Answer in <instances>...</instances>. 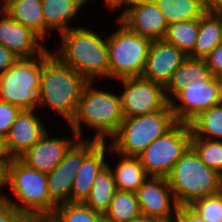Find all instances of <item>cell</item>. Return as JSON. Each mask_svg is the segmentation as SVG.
<instances>
[{
    "mask_svg": "<svg viewBox=\"0 0 222 222\" xmlns=\"http://www.w3.org/2000/svg\"><path fill=\"white\" fill-rule=\"evenodd\" d=\"M9 157H0V190L8 184V166L10 163ZM6 196L0 193V200H4Z\"/></svg>",
    "mask_w": 222,
    "mask_h": 222,
    "instance_id": "cell-38",
    "label": "cell"
},
{
    "mask_svg": "<svg viewBox=\"0 0 222 222\" xmlns=\"http://www.w3.org/2000/svg\"><path fill=\"white\" fill-rule=\"evenodd\" d=\"M180 104L169 102L177 122L190 123L200 113L222 103V78H203L184 85L174 97Z\"/></svg>",
    "mask_w": 222,
    "mask_h": 222,
    "instance_id": "cell-10",
    "label": "cell"
},
{
    "mask_svg": "<svg viewBox=\"0 0 222 222\" xmlns=\"http://www.w3.org/2000/svg\"><path fill=\"white\" fill-rule=\"evenodd\" d=\"M141 216L136 193L116 190L104 219L106 222H131Z\"/></svg>",
    "mask_w": 222,
    "mask_h": 222,
    "instance_id": "cell-27",
    "label": "cell"
},
{
    "mask_svg": "<svg viewBox=\"0 0 222 222\" xmlns=\"http://www.w3.org/2000/svg\"><path fill=\"white\" fill-rule=\"evenodd\" d=\"M34 109H22L4 138L10 159H19L47 132Z\"/></svg>",
    "mask_w": 222,
    "mask_h": 222,
    "instance_id": "cell-16",
    "label": "cell"
},
{
    "mask_svg": "<svg viewBox=\"0 0 222 222\" xmlns=\"http://www.w3.org/2000/svg\"><path fill=\"white\" fill-rule=\"evenodd\" d=\"M22 109L0 100V136L4 139Z\"/></svg>",
    "mask_w": 222,
    "mask_h": 222,
    "instance_id": "cell-33",
    "label": "cell"
},
{
    "mask_svg": "<svg viewBox=\"0 0 222 222\" xmlns=\"http://www.w3.org/2000/svg\"><path fill=\"white\" fill-rule=\"evenodd\" d=\"M221 1L222 0H206L209 7H213L214 5H216L217 3L221 2Z\"/></svg>",
    "mask_w": 222,
    "mask_h": 222,
    "instance_id": "cell-44",
    "label": "cell"
},
{
    "mask_svg": "<svg viewBox=\"0 0 222 222\" xmlns=\"http://www.w3.org/2000/svg\"><path fill=\"white\" fill-rule=\"evenodd\" d=\"M213 8L217 11V13L222 18V1L213 6Z\"/></svg>",
    "mask_w": 222,
    "mask_h": 222,
    "instance_id": "cell-43",
    "label": "cell"
},
{
    "mask_svg": "<svg viewBox=\"0 0 222 222\" xmlns=\"http://www.w3.org/2000/svg\"><path fill=\"white\" fill-rule=\"evenodd\" d=\"M0 157H8L4 145V139L1 136H0Z\"/></svg>",
    "mask_w": 222,
    "mask_h": 222,
    "instance_id": "cell-41",
    "label": "cell"
},
{
    "mask_svg": "<svg viewBox=\"0 0 222 222\" xmlns=\"http://www.w3.org/2000/svg\"><path fill=\"white\" fill-rule=\"evenodd\" d=\"M149 178L135 192L142 216L162 222L173 221L172 213H176L178 204L174 198L168 179L166 177L153 176ZM171 203L173 204V208Z\"/></svg>",
    "mask_w": 222,
    "mask_h": 222,
    "instance_id": "cell-13",
    "label": "cell"
},
{
    "mask_svg": "<svg viewBox=\"0 0 222 222\" xmlns=\"http://www.w3.org/2000/svg\"><path fill=\"white\" fill-rule=\"evenodd\" d=\"M92 85L93 82L85 84L76 114L69 125L74 138H82L81 122H84L97 131L93 139L105 142V136L113 137L124 119L121 98Z\"/></svg>",
    "mask_w": 222,
    "mask_h": 222,
    "instance_id": "cell-3",
    "label": "cell"
},
{
    "mask_svg": "<svg viewBox=\"0 0 222 222\" xmlns=\"http://www.w3.org/2000/svg\"><path fill=\"white\" fill-rule=\"evenodd\" d=\"M27 216L6 200H0V222H26Z\"/></svg>",
    "mask_w": 222,
    "mask_h": 222,
    "instance_id": "cell-34",
    "label": "cell"
},
{
    "mask_svg": "<svg viewBox=\"0 0 222 222\" xmlns=\"http://www.w3.org/2000/svg\"><path fill=\"white\" fill-rule=\"evenodd\" d=\"M77 139L72 141L66 138H50L46 132L19 159L30 168L50 173L63 160L67 150Z\"/></svg>",
    "mask_w": 222,
    "mask_h": 222,
    "instance_id": "cell-18",
    "label": "cell"
},
{
    "mask_svg": "<svg viewBox=\"0 0 222 222\" xmlns=\"http://www.w3.org/2000/svg\"><path fill=\"white\" fill-rule=\"evenodd\" d=\"M116 190L113 173L107 164L95 177L91 192L83 203L92 210L105 214L111 205Z\"/></svg>",
    "mask_w": 222,
    "mask_h": 222,
    "instance_id": "cell-26",
    "label": "cell"
},
{
    "mask_svg": "<svg viewBox=\"0 0 222 222\" xmlns=\"http://www.w3.org/2000/svg\"><path fill=\"white\" fill-rule=\"evenodd\" d=\"M26 222H55L51 216L27 217Z\"/></svg>",
    "mask_w": 222,
    "mask_h": 222,
    "instance_id": "cell-40",
    "label": "cell"
},
{
    "mask_svg": "<svg viewBox=\"0 0 222 222\" xmlns=\"http://www.w3.org/2000/svg\"><path fill=\"white\" fill-rule=\"evenodd\" d=\"M131 222H162V221L152 219V218H148V217H145V216H141L140 218L135 219Z\"/></svg>",
    "mask_w": 222,
    "mask_h": 222,
    "instance_id": "cell-42",
    "label": "cell"
},
{
    "mask_svg": "<svg viewBox=\"0 0 222 222\" xmlns=\"http://www.w3.org/2000/svg\"><path fill=\"white\" fill-rule=\"evenodd\" d=\"M19 59L17 55L0 44V75L11 68Z\"/></svg>",
    "mask_w": 222,
    "mask_h": 222,
    "instance_id": "cell-37",
    "label": "cell"
},
{
    "mask_svg": "<svg viewBox=\"0 0 222 222\" xmlns=\"http://www.w3.org/2000/svg\"><path fill=\"white\" fill-rule=\"evenodd\" d=\"M191 147L206 166L222 175V140L191 137Z\"/></svg>",
    "mask_w": 222,
    "mask_h": 222,
    "instance_id": "cell-31",
    "label": "cell"
},
{
    "mask_svg": "<svg viewBox=\"0 0 222 222\" xmlns=\"http://www.w3.org/2000/svg\"><path fill=\"white\" fill-rule=\"evenodd\" d=\"M214 77L205 59L187 57L173 73L170 82L165 87L167 100L170 102L173 99L171 97L183 90L184 85H187L188 82H193L195 79L202 80L203 78Z\"/></svg>",
    "mask_w": 222,
    "mask_h": 222,
    "instance_id": "cell-23",
    "label": "cell"
},
{
    "mask_svg": "<svg viewBox=\"0 0 222 222\" xmlns=\"http://www.w3.org/2000/svg\"><path fill=\"white\" fill-rule=\"evenodd\" d=\"M173 215L175 222H207L190 206H178Z\"/></svg>",
    "mask_w": 222,
    "mask_h": 222,
    "instance_id": "cell-36",
    "label": "cell"
},
{
    "mask_svg": "<svg viewBox=\"0 0 222 222\" xmlns=\"http://www.w3.org/2000/svg\"><path fill=\"white\" fill-rule=\"evenodd\" d=\"M188 56L164 39L151 43L142 77L166 87L173 73Z\"/></svg>",
    "mask_w": 222,
    "mask_h": 222,
    "instance_id": "cell-15",
    "label": "cell"
},
{
    "mask_svg": "<svg viewBox=\"0 0 222 222\" xmlns=\"http://www.w3.org/2000/svg\"><path fill=\"white\" fill-rule=\"evenodd\" d=\"M19 58L0 75V100L21 109H34L38 105L41 81V55Z\"/></svg>",
    "mask_w": 222,
    "mask_h": 222,
    "instance_id": "cell-9",
    "label": "cell"
},
{
    "mask_svg": "<svg viewBox=\"0 0 222 222\" xmlns=\"http://www.w3.org/2000/svg\"><path fill=\"white\" fill-rule=\"evenodd\" d=\"M8 185L20 204L5 197L18 211L27 217L51 216L56 204L49 198L47 173L28 167L20 159H11L8 166Z\"/></svg>",
    "mask_w": 222,
    "mask_h": 222,
    "instance_id": "cell-5",
    "label": "cell"
},
{
    "mask_svg": "<svg viewBox=\"0 0 222 222\" xmlns=\"http://www.w3.org/2000/svg\"><path fill=\"white\" fill-rule=\"evenodd\" d=\"M51 217L55 222H106L104 214L92 210L83 202L60 204Z\"/></svg>",
    "mask_w": 222,
    "mask_h": 222,
    "instance_id": "cell-30",
    "label": "cell"
},
{
    "mask_svg": "<svg viewBox=\"0 0 222 222\" xmlns=\"http://www.w3.org/2000/svg\"><path fill=\"white\" fill-rule=\"evenodd\" d=\"M124 85L120 94L124 118L163 110L169 101L165 87L142 76L118 79Z\"/></svg>",
    "mask_w": 222,
    "mask_h": 222,
    "instance_id": "cell-12",
    "label": "cell"
},
{
    "mask_svg": "<svg viewBox=\"0 0 222 222\" xmlns=\"http://www.w3.org/2000/svg\"><path fill=\"white\" fill-rule=\"evenodd\" d=\"M121 157L123 159L116 165L115 170L111 169L116 189L135 193L149 179V175L138 157L125 155Z\"/></svg>",
    "mask_w": 222,
    "mask_h": 222,
    "instance_id": "cell-25",
    "label": "cell"
},
{
    "mask_svg": "<svg viewBox=\"0 0 222 222\" xmlns=\"http://www.w3.org/2000/svg\"><path fill=\"white\" fill-rule=\"evenodd\" d=\"M166 23L200 19L210 8L206 0H153Z\"/></svg>",
    "mask_w": 222,
    "mask_h": 222,
    "instance_id": "cell-24",
    "label": "cell"
},
{
    "mask_svg": "<svg viewBox=\"0 0 222 222\" xmlns=\"http://www.w3.org/2000/svg\"><path fill=\"white\" fill-rule=\"evenodd\" d=\"M167 179L178 206H190L196 200L222 192V175L206 166L191 146Z\"/></svg>",
    "mask_w": 222,
    "mask_h": 222,
    "instance_id": "cell-4",
    "label": "cell"
},
{
    "mask_svg": "<svg viewBox=\"0 0 222 222\" xmlns=\"http://www.w3.org/2000/svg\"><path fill=\"white\" fill-rule=\"evenodd\" d=\"M220 44H222V18L213 7H210L199 19L194 58L204 59Z\"/></svg>",
    "mask_w": 222,
    "mask_h": 222,
    "instance_id": "cell-22",
    "label": "cell"
},
{
    "mask_svg": "<svg viewBox=\"0 0 222 222\" xmlns=\"http://www.w3.org/2000/svg\"><path fill=\"white\" fill-rule=\"evenodd\" d=\"M87 81L63 64L52 51L41 55V81L38 104L46 103L68 123L74 118L81 93Z\"/></svg>",
    "mask_w": 222,
    "mask_h": 222,
    "instance_id": "cell-1",
    "label": "cell"
},
{
    "mask_svg": "<svg viewBox=\"0 0 222 222\" xmlns=\"http://www.w3.org/2000/svg\"><path fill=\"white\" fill-rule=\"evenodd\" d=\"M199 33V19L169 24L164 40L194 58V47Z\"/></svg>",
    "mask_w": 222,
    "mask_h": 222,
    "instance_id": "cell-28",
    "label": "cell"
},
{
    "mask_svg": "<svg viewBox=\"0 0 222 222\" xmlns=\"http://www.w3.org/2000/svg\"><path fill=\"white\" fill-rule=\"evenodd\" d=\"M133 0H105V4L109 6L108 8L110 9H117L118 7H121L123 5H128L130 2Z\"/></svg>",
    "mask_w": 222,
    "mask_h": 222,
    "instance_id": "cell-39",
    "label": "cell"
},
{
    "mask_svg": "<svg viewBox=\"0 0 222 222\" xmlns=\"http://www.w3.org/2000/svg\"><path fill=\"white\" fill-rule=\"evenodd\" d=\"M189 124L192 137L211 138V140L214 137L219 141L222 139V103L203 111Z\"/></svg>",
    "mask_w": 222,
    "mask_h": 222,
    "instance_id": "cell-29",
    "label": "cell"
},
{
    "mask_svg": "<svg viewBox=\"0 0 222 222\" xmlns=\"http://www.w3.org/2000/svg\"><path fill=\"white\" fill-rule=\"evenodd\" d=\"M211 73L218 78H222V44L217 45L204 58Z\"/></svg>",
    "mask_w": 222,
    "mask_h": 222,
    "instance_id": "cell-35",
    "label": "cell"
},
{
    "mask_svg": "<svg viewBox=\"0 0 222 222\" xmlns=\"http://www.w3.org/2000/svg\"><path fill=\"white\" fill-rule=\"evenodd\" d=\"M127 6L118 19L131 31L152 41L164 38L168 24L153 0H133Z\"/></svg>",
    "mask_w": 222,
    "mask_h": 222,
    "instance_id": "cell-14",
    "label": "cell"
},
{
    "mask_svg": "<svg viewBox=\"0 0 222 222\" xmlns=\"http://www.w3.org/2000/svg\"><path fill=\"white\" fill-rule=\"evenodd\" d=\"M2 11L13 20L21 23L37 34L42 41L45 39V21L41 0H1Z\"/></svg>",
    "mask_w": 222,
    "mask_h": 222,
    "instance_id": "cell-20",
    "label": "cell"
},
{
    "mask_svg": "<svg viewBox=\"0 0 222 222\" xmlns=\"http://www.w3.org/2000/svg\"><path fill=\"white\" fill-rule=\"evenodd\" d=\"M61 48L54 54L63 64L71 67L87 82L109 77L107 37L91 29L71 28L61 33Z\"/></svg>",
    "mask_w": 222,
    "mask_h": 222,
    "instance_id": "cell-2",
    "label": "cell"
},
{
    "mask_svg": "<svg viewBox=\"0 0 222 222\" xmlns=\"http://www.w3.org/2000/svg\"><path fill=\"white\" fill-rule=\"evenodd\" d=\"M78 138L67 150L63 160L47 173L49 198L58 206L71 202L74 179L84 157L100 142L99 140Z\"/></svg>",
    "mask_w": 222,
    "mask_h": 222,
    "instance_id": "cell-11",
    "label": "cell"
},
{
    "mask_svg": "<svg viewBox=\"0 0 222 222\" xmlns=\"http://www.w3.org/2000/svg\"><path fill=\"white\" fill-rule=\"evenodd\" d=\"M177 121L168 104L163 110L124 118L112 137L111 151L137 157L151 142L169 131Z\"/></svg>",
    "mask_w": 222,
    "mask_h": 222,
    "instance_id": "cell-6",
    "label": "cell"
},
{
    "mask_svg": "<svg viewBox=\"0 0 222 222\" xmlns=\"http://www.w3.org/2000/svg\"><path fill=\"white\" fill-rule=\"evenodd\" d=\"M190 207L207 222H222V192L196 200Z\"/></svg>",
    "mask_w": 222,
    "mask_h": 222,
    "instance_id": "cell-32",
    "label": "cell"
},
{
    "mask_svg": "<svg viewBox=\"0 0 222 222\" xmlns=\"http://www.w3.org/2000/svg\"><path fill=\"white\" fill-rule=\"evenodd\" d=\"M106 143L99 142L83 159L74 179L71 202H84L89 196L92 184L99 171L107 165Z\"/></svg>",
    "mask_w": 222,
    "mask_h": 222,
    "instance_id": "cell-19",
    "label": "cell"
},
{
    "mask_svg": "<svg viewBox=\"0 0 222 222\" xmlns=\"http://www.w3.org/2000/svg\"><path fill=\"white\" fill-rule=\"evenodd\" d=\"M45 21V36L49 31L56 30L60 34L71 29L68 26L83 4L82 0H41Z\"/></svg>",
    "mask_w": 222,
    "mask_h": 222,
    "instance_id": "cell-21",
    "label": "cell"
},
{
    "mask_svg": "<svg viewBox=\"0 0 222 222\" xmlns=\"http://www.w3.org/2000/svg\"><path fill=\"white\" fill-rule=\"evenodd\" d=\"M120 28L107 37L109 78L141 76L152 40L131 31L119 19Z\"/></svg>",
    "mask_w": 222,
    "mask_h": 222,
    "instance_id": "cell-7",
    "label": "cell"
},
{
    "mask_svg": "<svg viewBox=\"0 0 222 222\" xmlns=\"http://www.w3.org/2000/svg\"><path fill=\"white\" fill-rule=\"evenodd\" d=\"M0 18V44L19 58H32L45 54L48 50L42 40L31 29L13 20L5 11ZM37 54V55H36Z\"/></svg>",
    "mask_w": 222,
    "mask_h": 222,
    "instance_id": "cell-17",
    "label": "cell"
},
{
    "mask_svg": "<svg viewBox=\"0 0 222 222\" xmlns=\"http://www.w3.org/2000/svg\"><path fill=\"white\" fill-rule=\"evenodd\" d=\"M191 137L190 124L177 122L137 157L149 176L167 178L174 165L191 146Z\"/></svg>",
    "mask_w": 222,
    "mask_h": 222,
    "instance_id": "cell-8",
    "label": "cell"
}]
</instances>
